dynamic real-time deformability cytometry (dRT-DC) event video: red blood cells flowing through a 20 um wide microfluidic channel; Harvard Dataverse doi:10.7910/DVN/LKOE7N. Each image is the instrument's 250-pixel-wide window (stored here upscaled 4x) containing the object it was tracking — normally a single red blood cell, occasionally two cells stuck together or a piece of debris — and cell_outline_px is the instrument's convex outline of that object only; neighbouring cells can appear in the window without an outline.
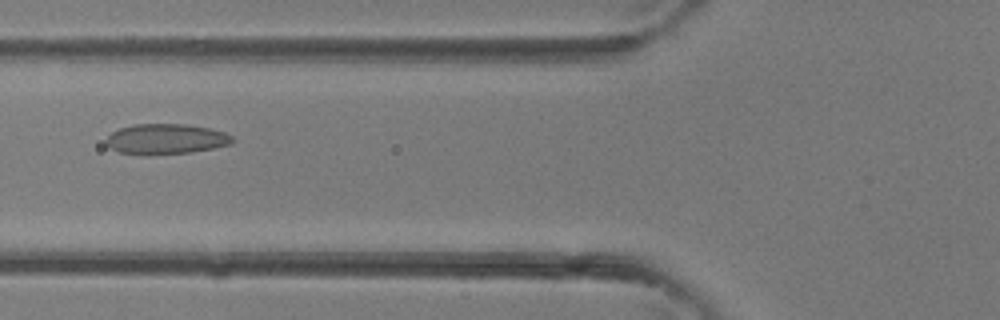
{"species": "common noctule bat (a hibernating species)", "species_latin": "Nyctalus noctula", "temperature_condition": "room temperature", "stored_images_in_passage": 3, "camera_frame_rate_fps": 3000, "um_per_image_px": 0.085, "animal": {"sex": "female"}, "frame": {"image": 1, "passage_image": 3, "time_ms": 0.667, "image_size_px": [1000, 320], "cell_outline_px": [[236, 140], [232, 144], [192, 152], [120, 152], [112, 148], [104, 140], [112, 132], [120, 128], [136, 124], [184, 124], [208, 128], [224, 132], [232, 136]], "centroid_in_image_um": [14.17, 11.77], "position_along_channel_um": 111.6, "area_um2": 21.39}}